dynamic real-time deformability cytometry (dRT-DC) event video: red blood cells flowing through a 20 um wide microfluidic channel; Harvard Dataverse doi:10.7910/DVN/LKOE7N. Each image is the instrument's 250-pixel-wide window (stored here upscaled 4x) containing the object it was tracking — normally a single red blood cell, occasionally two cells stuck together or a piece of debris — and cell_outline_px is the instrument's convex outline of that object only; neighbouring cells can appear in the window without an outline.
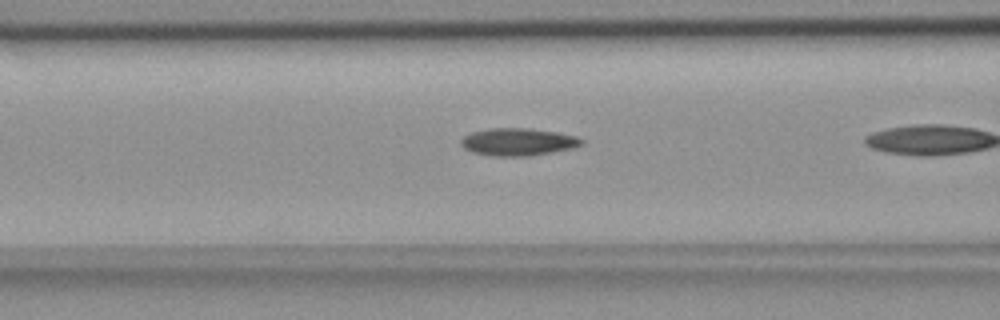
{"species": "common noctule bat (a hibernating species)", "species_latin": "Nyctalus noctula", "temperature_condition": "room temperature", "stored_images_in_passage": 9, "camera_frame_rate_fps": 3000, "um_per_image_px": 0.085, "animal": {"sex": "female", "body_mass_g": 18.4}, "frame": {"image": 1, "passage_image": 7, "time_ms": 2.0, "image_size_px": [1000, 320], "cell_outline_px": [[584, 144], [572, 148], [552, 152], [528, 156], [492, 156], [472, 152], [464, 148], [460, 144], [460, 140], [464, 136], [472, 132], [488, 128], [528, 128], [556, 132], [576, 136], [584, 140]], "centroid_in_image_um": [44.02, 12.06], "position_along_channel_um": 122.6, "area_um2": 19.36}}